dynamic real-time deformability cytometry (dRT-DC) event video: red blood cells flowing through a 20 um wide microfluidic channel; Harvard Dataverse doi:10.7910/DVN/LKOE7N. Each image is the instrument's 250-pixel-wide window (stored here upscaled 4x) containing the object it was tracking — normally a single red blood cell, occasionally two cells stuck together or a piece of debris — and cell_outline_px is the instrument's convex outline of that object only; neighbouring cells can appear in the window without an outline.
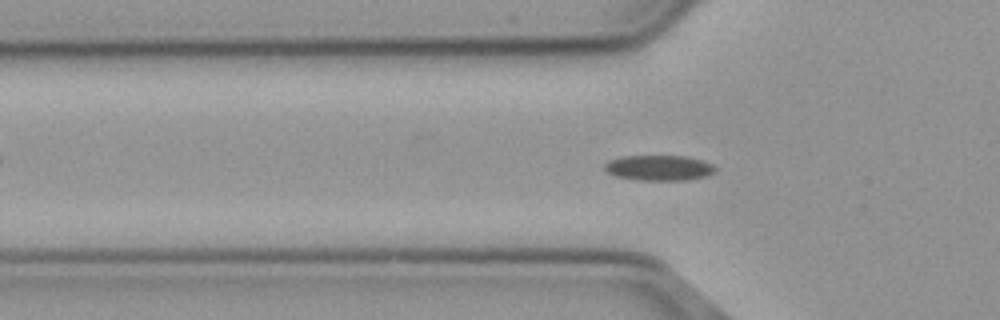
{"species": "common noctule bat (a hibernating species)", "species_latin": "Nyctalus noctula", "temperature_condition": "cold", "stored_images_in_passage": 57, "camera_frame_rate_fps": 3000, "um_per_image_px": 0.085, "animal": {"sex": "male", "body_mass_g": 23.1, "forearm_length_mm": 52.7}, "frame": {"image": 1, "passage_image": 18, "time_ms": 5.667, "image_size_px": [1000, 320], "cell_outline_px": [[716, 172], [704, 176], [688, 180], [636, 180], [616, 176], [608, 172], [604, 168], [604, 164], [608, 160], [624, 156], [684, 156], [700, 160], [712, 164], [716, 168]], "centroid_in_image_um": [56.0, 14.27], "position_along_channel_um": 69.8, "area_um2": 16.3}}
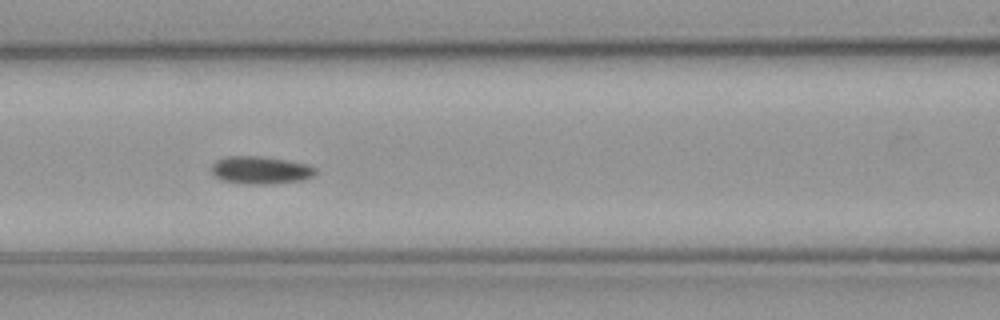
{"frame": {"image": 2, "passage_image": 24, "time_ms": 7.667, "image_size_px": [1000, 320], "cell_outline_px": [[316, 172], [312, 176], [300, 180], [268, 184], [248, 184], [224, 180], [216, 176], [212, 172], [212, 164], [216, 160], [228, 156], [260, 156], [284, 160], [304, 164], [316, 168]], "centroid_in_image_um": [22.12, 14.45], "position_along_channel_um": 144.5, "area_um2": 16.36}}
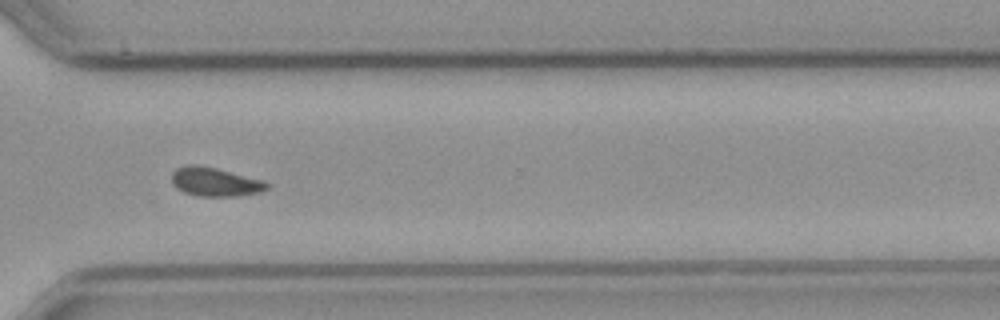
{"frame": {"image": 3, "passage_image": 41, "time_ms": 13.333, "image_size_px": [1000, 320], "cell_outline_px": [[268, 188], [260, 192], [240, 196], [200, 196], [184, 192], [176, 188], [172, 184], [172, 172], [176, 168], [188, 164], [196, 164], [216, 168], [264, 180], [268, 184]], "centroid_in_image_um": [18.26, 15.45], "position_along_channel_um": 352.3, "area_um2": 16.07}, "authors_computed_cell_mechanics": {"area_um2": 15.8372, "velocity_mm_per_s": 3.6737, "shape_relaxation_time_tau1_ms": null, "shape_relaxation_time_tau2_ms": 6.4722, "deformation_change_tau1": null, "deformation_change_tau2": 0.0913}}